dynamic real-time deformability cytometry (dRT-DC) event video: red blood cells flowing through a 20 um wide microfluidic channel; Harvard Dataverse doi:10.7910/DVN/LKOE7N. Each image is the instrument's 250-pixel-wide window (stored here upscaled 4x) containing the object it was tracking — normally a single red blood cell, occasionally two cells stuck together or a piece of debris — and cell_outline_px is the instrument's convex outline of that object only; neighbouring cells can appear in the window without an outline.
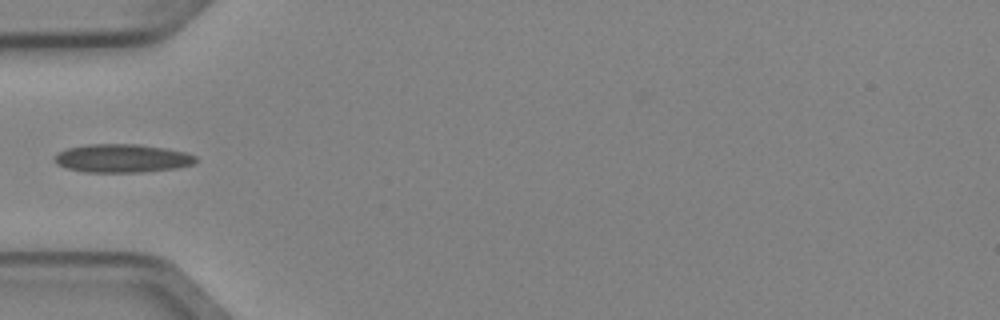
{"species": "Egyptian fruit bat (a non-hibernating species)", "species_latin": "Rousettus aegyptiacus", "temperature_condition": "cold", "stored_images_in_passage": 5, "camera_frame_rate_fps": 3000, "um_per_image_px": 0.085, "animal": {"sex": "female"}, "frame": {"image": 1, "passage_image": 4, "time_ms": 1.0, "image_size_px": [1000, 320], "cell_outline_px": [[196, 160], [192, 164], [176, 168], [140, 172], [84, 172], [68, 168], [56, 164], [52, 160], [60, 152], [68, 148], [88, 144], [136, 144], [164, 148], [184, 152], [196, 156]], "centroid_in_image_um": [10.35, 13.46], "position_along_channel_um": 74.6, "area_um2": 23.12}}
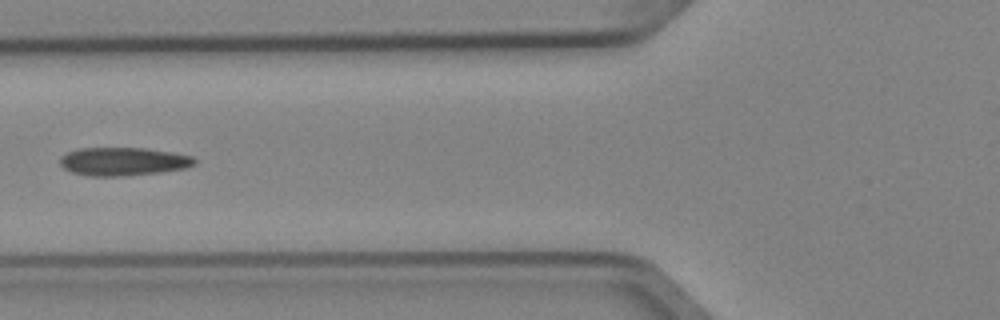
{"frame": {"image": 2, "passage_image": 5, "time_ms": 1.333, "image_size_px": [1000, 320], "cell_outline_px": [[196, 164], [184, 168], [160, 172], [120, 176], [88, 176], [72, 172], [64, 168], [60, 164], [60, 156], [76, 148], [148, 148], [172, 152], [192, 156], [196, 160]], "centroid_in_image_um": [10.46, 13.72], "position_along_channel_um": 115.3, "area_um2": 22.2}}